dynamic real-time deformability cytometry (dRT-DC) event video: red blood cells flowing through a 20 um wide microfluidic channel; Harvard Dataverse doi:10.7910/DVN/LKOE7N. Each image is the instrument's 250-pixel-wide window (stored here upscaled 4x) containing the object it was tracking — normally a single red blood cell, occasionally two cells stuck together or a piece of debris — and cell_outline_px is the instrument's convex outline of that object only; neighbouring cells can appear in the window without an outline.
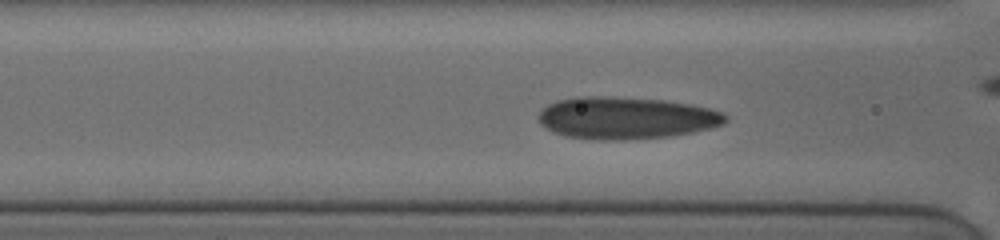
{"species": "human", "species_latin": "Homo sapiens", "temperature_condition": "cold", "stored_images_in_passage": 45, "camera_frame_rate_fps": 3000, "um_per_image_px": 0.085, "donor": {"sex": "female"}, "frame": {"image": 1, "passage_image": 6, "time_ms": 1.333, "image_size_px": [1000, 240], "cell_outline_px": [[728, 120], [724, 124], [712, 128], [692, 132], [668, 136], [624, 140], [588, 140], [564, 136], [552, 132], [540, 124], [540, 112], [548, 104], [560, 100], [576, 96], [604, 96], [664, 100], [688, 104], [708, 108], [724, 112], [728, 116]], "centroid_in_image_um": [53.22, 10.04], "position_along_channel_um": 113.4, "area_um2": 46.07}}
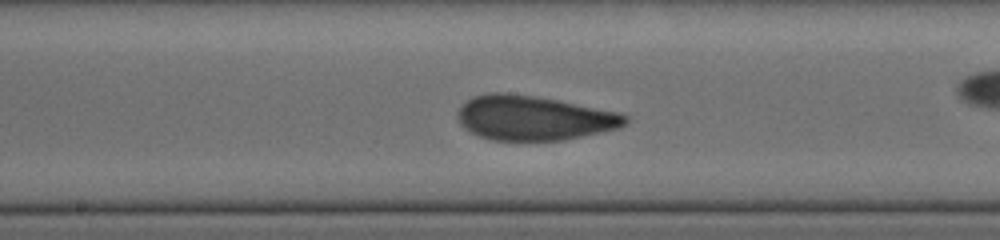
{"frame": {"image": 2, "passage_image": 14, "time_ms": 3.667, "image_size_px": [1000, 240], "cell_outline_px": [[628, 120], [620, 128], [564, 140], [492, 140], [468, 132], [460, 124], [460, 108], [468, 100], [476, 96], [496, 92], [532, 96], [556, 100], [620, 112], [628, 116]], "centroid_in_image_um": [45.41, 10.04], "position_along_channel_um": 202.8, "area_um2": 42.89}}
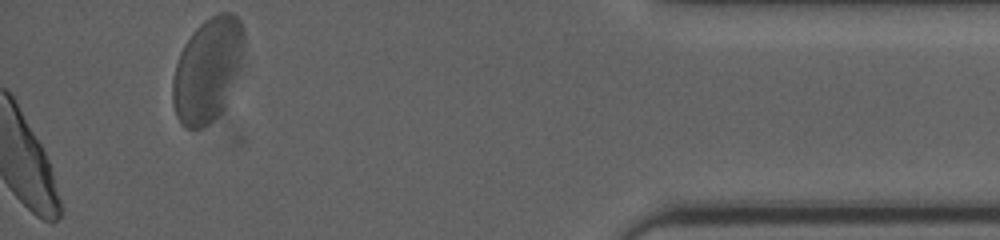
{"frame": {"image": 3, "passage_image": 45, "time_ms": 11.667, "image_size_px": [1000, 240], "cell_outline_px": [[244, 64], [224, 104], [208, 124], [200, 128], [188, 128], [180, 124], [176, 116], [172, 100], [172, 80], [176, 64], [180, 52], [184, 44], [192, 32], [204, 20], [220, 12], [232, 12], [240, 20], [244, 28]], "centroid_in_image_um": [17.66, 5.89], "position_along_channel_um": 417.5, "area_um2": 43.47}, "authors_computed_cell_mechanics": {"area_um2": 42.483, "velocity_mm_per_s": 3.8239, "shape_relaxation_time_tau1_ms": 4.4769, "shape_relaxation_time_tau2_ms": 0.8205, "deformation_change_tau1": 0.1499, "deformation_change_tau2": 0.0675}}